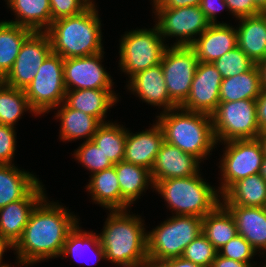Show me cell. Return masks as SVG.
<instances>
[{"label": "cell", "instance_id": "cell-48", "mask_svg": "<svg viewBox=\"0 0 266 267\" xmlns=\"http://www.w3.org/2000/svg\"><path fill=\"white\" fill-rule=\"evenodd\" d=\"M13 250V245H11L1 234H0V267H13L9 266V264L7 263H3V254H5L4 252H6V250Z\"/></svg>", "mask_w": 266, "mask_h": 267}, {"label": "cell", "instance_id": "cell-44", "mask_svg": "<svg viewBox=\"0 0 266 267\" xmlns=\"http://www.w3.org/2000/svg\"><path fill=\"white\" fill-rule=\"evenodd\" d=\"M152 1V0H151ZM202 0H153V9H170L200 6Z\"/></svg>", "mask_w": 266, "mask_h": 267}, {"label": "cell", "instance_id": "cell-43", "mask_svg": "<svg viewBox=\"0 0 266 267\" xmlns=\"http://www.w3.org/2000/svg\"><path fill=\"white\" fill-rule=\"evenodd\" d=\"M202 12L211 24H217V14L228 6L224 0H202L200 4Z\"/></svg>", "mask_w": 266, "mask_h": 267}, {"label": "cell", "instance_id": "cell-13", "mask_svg": "<svg viewBox=\"0 0 266 267\" xmlns=\"http://www.w3.org/2000/svg\"><path fill=\"white\" fill-rule=\"evenodd\" d=\"M51 53L48 34L33 32L22 44L12 69L2 81L10 87L25 90Z\"/></svg>", "mask_w": 266, "mask_h": 267}, {"label": "cell", "instance_id": "cell-54", "mask_svg": "<svg viewBox=\"0 0 266 267\" xmlns=\"http://www.w3.org/2000/svg\"><path fill=\"white\" fill-rule=\"evenodd\" d=\"M144 267H157V266H153V265H147V266H144Z\"/></svg>", "mask_w": 266, "mask_h": 267}, {"label": "cell", "instance_id": "cell-32", "mask_svg": "<svg viewBox=\"0 0 266 267\" xmlns=\"http://www.w3.org/2000/svg\"><path fill=\"white\" fill-rule=\"evenodd\" d=\"M121 189V196L132 205L149 185L154 188L150 170L126 162L124 160L114 164Z\"/></svg>", "mask_w": 266, "mask_h": 267}, {"label": "cell", "instance_id": "cell-8", "mask_svg": "<svg viewBox=\"0 0 266 267\" xmlns=\"http://www.w3.org/2000/svg\"><path fill=\"white\" fill-rule=\"evenodd\" d=\"M217 143L255 139L261 132L257 121L256 100L219 102L211 114Z\"/></svg>", "mask_w": 266, "mask_h": 267}, {"label": "cell", "instance_id": "cell-15", "mask_svg": "<svg viewBox=\"0 0 266 267\" xmlns=\"http://www.w3.org/2000/svg\"><path fill=\"white\" fill-rule=\"evenodd\" d=\"M222 76L212 63L199 62L190 94L181 108L211 115L220 102Z\"/></svg>", "mask_w": 266, "mask_h": 267}, {"label": "cell", "instance_id": "cell-20", "mask_svg": "<svg viewBox=\"0 0 266 267\" xmlns=\"http://www.w3.org/2000/svg\"><path fill=\"white\" fill-rule=\"evenodd\" d=\"M163 142V130L157 121L151 128L137 134L127 130L123 160L151 171Z\"/></svg>", "mask_w": 266, "mask_h": 267}, {"label": "cell", "instance_id": "cell-5", "mask_svg": "<svg viewBox=\"0 0 266 267\" xmlns=\"http://www.w3.org/2000/svg\"><path fill=\"white\" fill-rule=\"evenodd\" d=\"M203 180L199 172L190 177L158 181L153 190L161 194L168 203L167 207L174 211L175 215L203 218L221 203L218 189Z\"/></svg>", "mask_w": 266, "mask_h": 267}, {"label": "cell", "instance_id": "cell-41", "mask_svg": "<svg viewBox=\"0 0 266 267\" xmlns=\"http://www.w3.org/2000/svg\"><path fill=\"white\" fill-rule=\"evenodd\" d=\"M15 128L0 124V164H13L17 143Z\"/></svg>", "mask_w": 266, "mask_h": 267}, {"label": "cell", "instance_id": "cell-47", "mask_svg": "<svg viewBox=\"0 0 266 267\" xmlns=\"http://www.w3.org/2000/svg\"><path fill=\"white\" fill-rule=\"evenodd\" d=\"M157 267H203V266L194 264L191 261L184 259L183 257H176L162 261L157 265Z\"/></svg>", "mask_w": 266, "mask_h": 267}, {"label": "cell", "instance_id": "cell-7", "mask_svg": "<svg viewBox=\"0 0 266 267\" xmlns=\"http://www.w3.org/2000/svg\"><path fill=\"white\" fill-rule=\"evenodd\" d=\"M164 41L156 25L152 29L127 31L120 40L118 67L130 79L138 72L160 64L168 47Z\"/></svg>", "mask_w": 266, "mask_h": 267}, {"label": "cell", "instance_id": "cell-19", "mask_svg": "<svg viewBox=\"0 0 266 267\" xmlns=\"http://www.w3.org/2000/svg\"><path fill=\"white\" fill-rule=\"evenodd\" d=\"M199 62L213 63L237 47V30L227 23L211 24L190 45Z\"/></svg>", "mask_w": 266, "mask_h": 267}, {"label": "cell", "instance_id": "cell-12", "mask_svg": "<svg viewBox=\"0 0 266 267\" xmlns=\"http://www.w3.org/2000/svg\"><path fill=\"white\" fill-rule=\"evenodd\" d=\"M199 61L190 46H168L161 60L170 99L180 107L188 98Z\"/></svg>", "mask_w": 266, "mask_h": 267}, {"label": "cell", "instance_id": "cell-9", "mask_svg": "<svg viewBox=\"0 0 266 267\" xmlns=\"http://www.w3.org/2000/svg\"><path fill=\"white\" fill-rule=\"evenodd\" d=\"M63 63L64 59L60 55L51 53L24 90L31 108L38 116L56 109L65 100L67 90Z\"/></svg>", "mask_w": 266, "mask_h": 267}, {"label": "cell", "instance_id": "cell-45", "mask_svg": "<svg viewBox=\"0 0 266 267\" xmlns=\"http://www.w3.org/2000/svg\"><path fill=\"white\" fill-rule=\"evenodd\" d=\"M257 121L261 131L266 130V89H262L256 99Z\"/></svg>", "mask_w": 266, "mask_h": 267}, {"label": "cell", "instance_id": "cell-23", "mask_svg": "<svg viewBox=\"0 0 266 267\" xmlns=\"http://www.w3.org/2000/svg\"><path fill=\"white\" fill-rule=\"evenodd\" d=\"M87 191L92 200L102 207L113 210H127L131 205L121 196L116 169L113 166L90 175Z\"/></svg>", "mask_w": 266, "mask_h": 267}, {"label": "cell", "instance_id": "cell-31", "mask_svg": "<svg viewBox=\"0 0 266 267\" xmlns=\"http://www.w3.org/2000/svg\"><path fill=\"white\" fill-rule=\"evenodd\" d=\"M32 33V30L6 20L0 22V81L12 69L22 44Z\"/></svg>", "mask_w": 266, "mask_h": 267}, {"label": "cell", "instance_id": "cell-21", "mask_svg": "<svg viewBox=\"0 0 266 267\" xmlns=\"http://www.w3.org/2000/svg\"><path fill=\"white\" fill-rule=\"evenodd\" d=\"M224 206L234 217L238 234L264 256L266 254V207Z\"/></svg>", "mask_w": 266, "mask_h": 267}, {"label": "cell", "instance_id": "cell-30", "mask_svg": "<svg viewBox=\"0 0 266 267\" xmlns=\"http://www.w3.org/2000/svg\"><path fill=\"white\" fill-rule=\"evenodd\" d=\"M260 73L255 64L250 70L236 76L222 79L220 102H234L243 99L256 100L261 93Z\"/></svg>", "mask_w": 266, "mask_h": 267}, {"label": "cell", "instance_id": "cell-27", "mask_svg": "<svg viewBox=\"0 0 266 267\" xmlns=\"http://www.w3.org/2000/svg\"><path fill=\"white\" fill-rule=\"evenodd\" d=\"M223 205L266 207V181L257 173L234 182L222 195Z\"/></svg>", "mask_w": 266, "mask_h": 267}, {"label": "cell", "instance_id": "cell-53", "mask_svg": "<svg viewBox=\"0 0 266 267\" xmlns=\"http://www.w3.org/2000/svg\"><path fill=\"white\" fill-rule=\"evenodd\" d=\"M90 6H95V2L93 0H85Z\"/></svg>", "mask_w": 266, "mask_h": 267}, {"label": "cell", "instance_id": "cell-49", "mask_svg": "<svg viewBox=\"0 0 266 267\" xmlns=\"http://www.w3.org/2000/svg\"><path fill=\"white\" fill-rule=\"evenodd\" d=\"M260 73V85L266 89V58L257 64Z\"/></svg>", "mask_w": 266, "mask_h": 267}, {"label": "cell", "instance_id": "cell-6", "mask_svg": "<svg viewBox=\"0 0 266 267\" xmlns=\"http://www.w3.org/2000/svg\"><path fill=\"white\" fill-rule=\"evenodd\" d=\"M202 233V218L174 215L147 232L149 265L157 266L164 260L182 257L185 248Z\"/></svg>", "mask_w": 266, "mask_h": 267}, {"label": "cell", "instance_id": "cell-34", "mask_svg": "<svg viewBox=\"0 0 266 267\" xmlns=\"http://www.w3.org/2000/svg\"><path fill=\"white\" fill-rule=\"evenodd\" d=\"M127 129L112 121L102 123L92 140L113 164L124 159Z\"/></svg>", "mask_w": 266, "mask_h": 267}, {"label": "cell", "instance_id": "cell-51", "mask_svg": "<svg viewBox=\"0 0 266 267\" xmlns=\"http://www.w3.org/2000/svg\"><path fill=\"white\" fill-rule=\"evenodd\" d=\"M255 5L263 12L266 13V0H253Z\"/></svg>", "mask_w": 266, "mask_h": 267}, {"label": "cell", "instance_id": "cell-52", "mask_svg": "<svg viewBox=\"0 0 266 267\" xmlns=\"http://www.w3.org/2000/svg\"><path fill=\"white\" fill-rule=\"evenodd\" d=\"M259 174L263 177V179L266 181V156H264L262 160V164L260 167Z\"/></svg>", "mask_w": 266, "mask_h": 267}, {"label": "cell", "instance_id": "cell-37", "mask_svg": "<svg viewBox=\"0 0 266 267\" xmlns=\"http://www.w3.org/2000/svg\"><path fill=\"white\" fill-rule=\"evenodd\" d=\"M212 64L223 79L248 71L255 65L238 46L215 60Z\"/></svg>", "mask_w": 266, "mask_h": 267}, {"label": "cell", "instance_id": "cell-4", "mask_svg": "<svg viewBox=\"0 0 266 267\" xmlns=\"http://www.w3.org/2000/svg\"><path fill=\"white\" fill-rule=\"evenodd\" d=\"M156 118L163 130L165 142L194 155L200 161L206 160L218 145L209 114L176 107L161 112Z\"/></svg>", "mask_w": 266, "mask_h": 267}, {"label": "cell", "instance_id": "cell-17", "mask_svg": "<svg viewBox=\"0 0 266 267\" xmlns=\"http://www.w3.org/2000/svg\"><path fill=\"white\" fill-rule=\"evenodd\" d=\"M200 162L194 155L164 141L150 171L151 180L155 185L165 179L197 175Z\"/></svg>", "mask_w": 266, "mask_h": 267}, {"label": "cell", "instance_id": "cell-33", "mask_svg": "<svg viewBox=\"0 0 266 267\" xmlns=\"http://www.w3.org/2000/svg\"><path fill=\"white\" fill-rule=\"evenodd\" d=\"M78 224L79 223H77L76 226L68 233L60 255L61 258L64 259V257L66 258L67 256H70L71 259L76 262V260H81V258L86 257V254L88 256L90 252H94L96 256L94 257L97 262L102 259L105 260V253L103 247L101 246L98 234L93 233V231H82ZM97 262H95V264Z\"/></svg>", "mask_w": 266, "mask_h": 267}, {"label": "cell", "instance_id": "cell-36", "mask_svg": "<svg viewBox=\"0 0 266 267\" xmlns=\"http://www.w3.org/2000/svg\"><path fill=\"white\" fill-rule=\"evenodd\" d=\"M73 156L92 174L114 165L93 140L84 141L78 149L75 150Z\"/></svg>", "mask_w": 266, "mask_h": 267}, {"label": "cell", "instance_id": "cell-10", "mask_svg": "<svg viewBox=\"0 0 266 267\" xmlns=\"http://www.w3.org/2000/svg\"><path fill=\"white\" fill-rule=\"evenodd\" d=\"M226 145L220 160L222 195L234 182L259 173L264 158L261 143L257 138L233 140L222 143Z\"/></svg>", "mask_w": 266, "mask_h": 267}, {"label": "cell", "instance_id": "cell-14", "mask_svg": "<svg viewBox=\"0 0 266 267\" xmlns=\"http://www.w3.org/2000/svg\"><path fill=\"white\" fill-rule=\"evenodd\" d=\"M104 52L86 57L64 59V84L67 91L113 89L111 75L102 66Z\"/></svg>", "mask_w": 266, "mask_h": 267}, {"label": "cell", "instance_id": "cell-24", "mask_svg": "<svg viewBox=\"0 0 266 267\" xmlns=\"http://www.w3.org/2000/svg\"><path fill=\"white\" fill-rule=\"evenodd\" d=\"M237 20V46L258 64L266 58V13Z\"/></svg>", "mask_w": 266, "mask_h": 267}, {"label": "cell", "instance_id": "cell-39", "mask_svg": "<svg viewBox=\"0 0 266 267\" xmlns=\"http://www.w3.org/2000/svg\"><path fill=\"white\" fill-rule=\"evenodd\" d=\"M256 252L252 245L238 234L218 250V255L244 263H254L255 267L257 263L251 259L257 254Z\"/></svg>", "mask_w": 266, "mask_h": 267}, {"label": "cell", "instance_id": "cell-29", "mask_svg": "<svg viewBox=\"0 0 266 267\" xmlns=\"http://www.w3.org/2000/svg\"><path fill=\"white\" fill-rule=\"evenodd\" d=\"M202 234L217 251L238 235L234 217L222 203L202 218Z\"/></svg>", "mask_w": 266, "mask_h": 267}, {"label": "cell", "instance_id": "cell-18", "mask_svg": "<svg viewBox=\"0 0 266 267\" xmlns=\"http://www.w3.org/2000/svg\"><path fill=\"white\" fill-rule=\"evenodd\" d=\"M127 89L152 106L169 111L178 107L169 97L161 63L132 76Z\"/></svg>", "mask_w": 266, "mask_h": 267}, {"label": "cell", "instance_id": "cell-2", "mask_svg": "<svg viewBox=\"0 0 266 267\" xmlns=\"http://www.w3.org/2000/svg\"><path fill=\"white\" fill-rule=\"evenodd\" d=\"M129 214L128 210L109 211L98 236L106 261L120 267H144L149 265L144 220Z\"/></svg>", "mask_w": 266, "mask_h": 267}, {"label": "cell", "instance_id": "cell-38", "mask_svg": "<svg viewBox=\"0 0 266 267\" xmlns=\"http://www.w3.org/2000/svg\"><path fill=\"white\" fill-rule=\"evenodd\" d=\"M218 254L213 244L200 233L184 250L182 257L194 264L211 267Z\"/></svg>", "mask_w": 266, "mask_h": 267}, {"label": "cell", "instance_id": "cell-28", "mask_svg": "<svg viewBox=\"0 0 266 267\" xmlns=\"http://www.w3.org/2000/svg\"><path fill=\"white\" fill-rule=\"evenodd\" d=\"M39 182L34 174L14 164H0V209L23 199Z\"/></svg>", "mask_w": 266, "mask_h": 267}, {"label": "cell", "instance_id": "cell-42", "mask_svg": "<svg viewBox=\"0 0 266 267\" xmlns=\"http://www.w3.org/2000/svg\"><path fill=\"white\" fill-rule=\"evenodd\" d=\"M228 6L229 13L236 19L256 16L263 13L253 0H224Z\"/></svg>", "mask_w": 266, "mask_h": 267}, {"label": "cell", "instance_id": "cell-40", "mask_svg": "<svg viewBox=\"0 0 266 267\" xmlns=\"http://www.w3.org/2000/svg\"><path fill=\"white\" fill-rule=\"evenodd\" d=\"M52 21L82 13L90 5L85 0H49Z\"/></svg>", "mask_w": 266, "mask_h": 267}, {"label": "cell", "instance_id": "cell-3", "mask_svg": "<svg viewBox=\"0 0 266 267\" xmlns=\"http://www.w3.org/2000/svg\"><path fill=\"white\" fill-rule=\"evenodd\" d=\"M89 6L82 13L54 20L46 33L52 53L63 59L86 57L104 52L98 10Z\"/></svg>", "mask_w": 266, "mask_h": 267}, {"label": "cell", "instance_id": "cell-11", "mask_svg": "<svg viewBox=\"0 0 266 267\" xmlns=\"http://www.w3.org/2000/svg\"><path fill=\"white\" fill-rule=\"evenodd\" d=\"M153 13L163 40L176 38L173 46H190L211 25L200 6L154 9Z\"/></svg>", "mask_w": 266, "mask_h": 267}, {"label": "cell", "instance_id": "cell-35", "mask_svg": "<svg viewBox=\"0 0 266 267\" xmlns=\"http://www.w3.org/2000/svg\"><path fill=\"white\" fill-rule=\"evenodd\" d=\"M26 111L37 116L29 104L25 91L0 81V124L14 127Z\"/></svg>", "mask_w": 266, "mask_h": 267}, {"label": "cell", "instance_id": "cell-26", "mask_svg": "<svg viewBox=\"0 0 266 267\" xmlns=\"http://www.w3.org/2000/svg\"><path fill=\"white\" fill-rule=\"evenodd\" d=\"M13 11L15 21H7L33 32H46L52 24L49 0H5Z\"/></svg>", "mask_w": 266, "mask_h": 267}, {"label": "cell", "instance_id": "cell-25", "mask_svg": "<svg viewBox=\"0 0 266 267\" xmlns=\"http://www.w3.org/2000/svg\"><path fill=\"white\" fill-rule=\"evenodd\" d=\"M56 108H59L55 117L61 121L59 137L63 142L82 138H85V141L92 140L102 124L98 118L69 108L64 102Z\"/></svg>", "mask_w": 266, "mask_h": 267}, {"label": "cell", "instance_id": "cell-16", "mask_svg": "<svg viewBox=\"0 0 266 267\" xmlns=\"http://www.w3.org/2000/svg\"><path fill=\"white\" fill-rule=\"evenodd\" d=\"M44 185L39 182L23 199L9 203L0 209V234L15 245L22 236L32 211L46 196Z\"/></svg>", "mask_w": 266, "mask_h": 267}, {"label": "cell", "instance_id": "cell-22", "mask_svg": "<svg viewBox=\"0 0 266 267\" xmlns=\"http://www.w3.org/2000/svg\"><path fill=\"white\" fill-rule=\"evenodd\" d=\"M117 96L112 89L71 90L66 92L64 103L104 123L108 109L119 101Z\"/></svg>", "mask_w": 266, "mask_h": 267}, {"label": "cell", "instance_id": "cell-1", "mask_svg": "<svg viewBox=\"0 0 266 267\" xmlns=\"http://www.w3.org/2000/svg\"><path fill=\"white\" fill-rule=\"evenodd\" d=\"M45 196L32 211L22 236L13 246L18 265L32 266L61 255L68 233L79 223L77 216ZM77 217V218H76Z\"/></svg>", "mask_w": 266, "mask_h": 267}, {"label": "cell", "instance_id": "cell-46", "mask_svg": "<svg viewBox=\"0 0 266 267\" xmlns=\"http://www.w3.org/2000/svg\"><path fill=\"white\" fill-rule=\"evenodd\" d=\"M211 267H254V265L229 259L217 254ZM263 267H266V264H264Z\"/></svg>", "mask_w": 266, "mask_h": 267}, {"label": "cell", "instance_id": "cell-50", "mask_svg": "<svg viewBox=\"0 0 266 267\" xmlns=\"http://www.w3.org/2000/svg\"><path fill=\"white\" fill-rule=\"evenodd\" d=\"M257 139L261 143L264 156H266V130H263L259 133Z\"/></svg>", "mask_w": 266, "mask_h": 267}]
</instances>
